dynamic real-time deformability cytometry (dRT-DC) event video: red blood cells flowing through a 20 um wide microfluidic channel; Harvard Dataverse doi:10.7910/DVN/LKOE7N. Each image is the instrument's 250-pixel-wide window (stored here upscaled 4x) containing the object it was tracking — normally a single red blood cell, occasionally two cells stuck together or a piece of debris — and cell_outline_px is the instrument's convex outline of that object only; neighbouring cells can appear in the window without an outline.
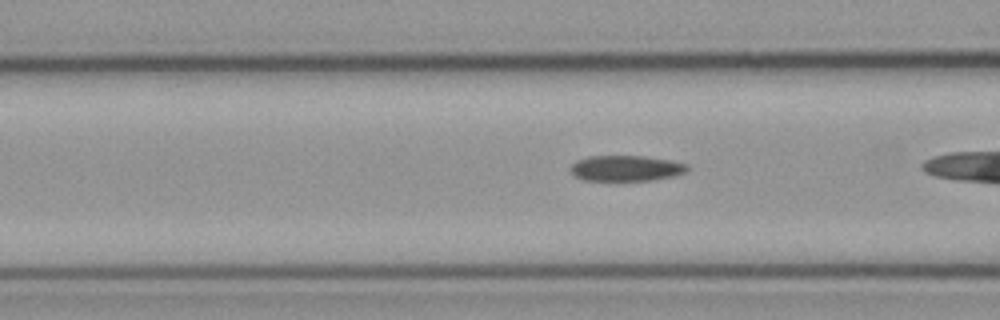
{"species": "common noctule bat (a hibernating species)", "species_latin": "Nyctalus noctula", "temperature_condition": "cold", "stored_images_in_passage": 40, "camera_frame_rate_fps": 3000, "um_per_image_px": 0.085, "animal": {"sex": "male", "body_mass_g": 23.1, "forearm_length_mm": 52.7}, "frame": {"image": 1, "passage_image": 19, "time_ms": 6.0, "image_size_px": [1000, 320], "cell_outline_px": [[688, 168], [684, 172], [676, 176], [652, 180], [584, 180], [576, 176], [568, 168], [576, 160], [588, 156], [644, 156], [668, 160], [688, 164]], "centroid_in_image_um": [53.2, 14.3], "position_along_channel_um": 113.4, "area_um2": 17.4}}
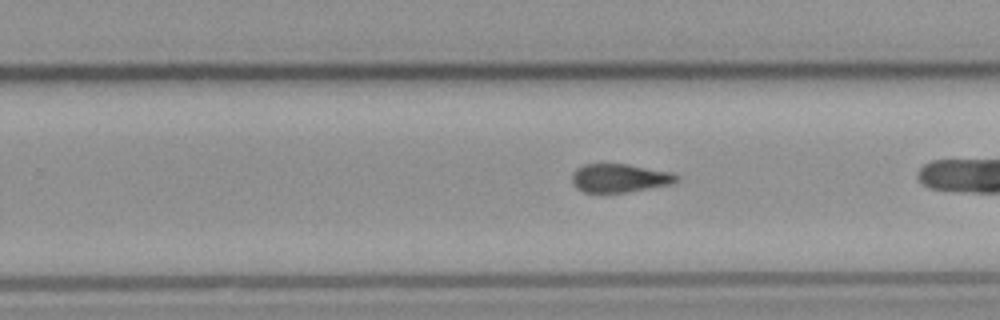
{"frame": {"image": 2, "passage_image": 32, "time_ms": 10.333, "image_size_px": [1000, 320], "cell_outline_px": [[680, 180], [672, 184], [624, 192], [584, 192], [576, 188], [572, 184], [572, 172], [576, 168], [584, 164], [628, 164], [672, 172], [680, 176]], "centroid_in_image_um": [52.67, 15.12], "position_along_channel_um": 277.1, "area_um2": 17.46}}
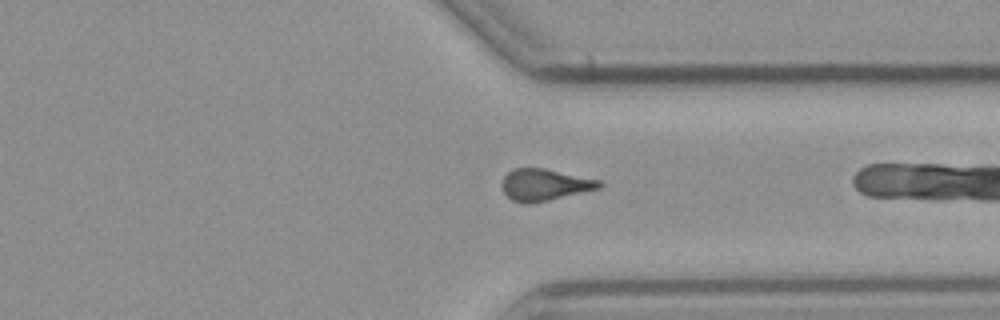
{"frame": {"image": 3, "passage_image": 39, "time_ms": 12.667, "image_size_px": [1000, 320], "cell_outline_px": [[604, 184], [600, 188], [532, 204], [524, 204], [512, 200], [504, 192], [500, 184], [504, 176], [512, 168], [544, 168], [600, 180]], "centroid_in_image_um": [46.27, 15.71], "position_along_channel_um": 365.1, "area_um2": 18.09}}